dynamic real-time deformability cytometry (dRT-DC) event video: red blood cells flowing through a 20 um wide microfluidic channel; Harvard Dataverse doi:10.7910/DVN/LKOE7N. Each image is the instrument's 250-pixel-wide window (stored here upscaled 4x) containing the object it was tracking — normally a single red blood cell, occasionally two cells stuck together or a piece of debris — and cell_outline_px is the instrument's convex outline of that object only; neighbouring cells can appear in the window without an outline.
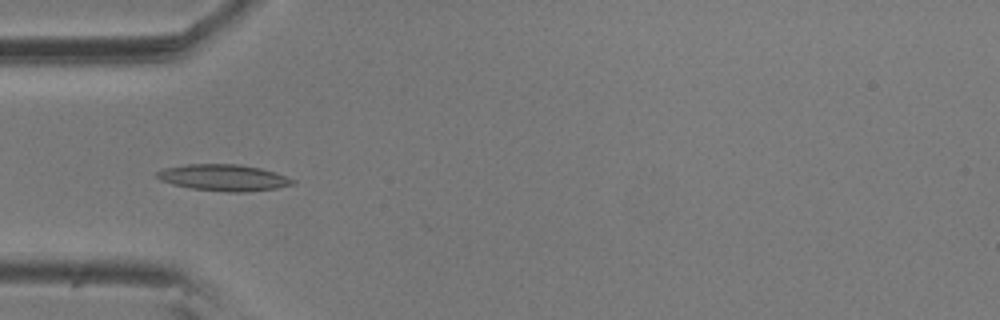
{"species": "common noctule bat (a hibernating species)", "species_latin": "Nyctalus noctula", "temperature_condition": "room temperature", "stored_images_in_passage": 5, "camera_frame_rate_fps": 3000, "um_per_image_px": 0.085, "animal": {"sex": "male", "body_mass_g": 20.5, "forearm_length_mm": 52.5}, "frame": {"image": 1, "passage_image": 4, "time_ms": 1.0, "image_size_px": [1000, 320], "cell_outline_px": [[296, 184], [276, 188], [244, 192], [228, 192], [192, 188], [172, 184], [160, 180], [156, 176], [156, 172], [164, 168], [188, 164], [240, 164], [260, 168], [276, 172], [296, 180]], "centroid_in_image_um": [19.04, 15.09], "position_along_channel_um": 66.0, "area_um2": 20.92}}
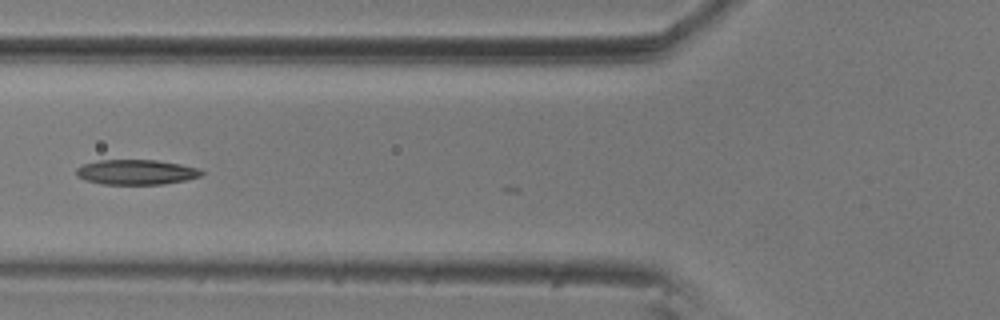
{"frame": {"image": 2, "passage_image": 5, "time_ms": 1.333, "image_size_px": [1000, 320], "cell_outline_px": [[204, 172], [200, 176], [184, 180], [164, 184], [100, 184], [84, 180], [76, 176], [76, 168], [84, 164], [100, 160], [156, 160], [180, 164], [200, 168]], "centroid_in_image_um": [11.56, 14.63], "position_along_channel_um": 114.2, "area_um2": 18.26}}